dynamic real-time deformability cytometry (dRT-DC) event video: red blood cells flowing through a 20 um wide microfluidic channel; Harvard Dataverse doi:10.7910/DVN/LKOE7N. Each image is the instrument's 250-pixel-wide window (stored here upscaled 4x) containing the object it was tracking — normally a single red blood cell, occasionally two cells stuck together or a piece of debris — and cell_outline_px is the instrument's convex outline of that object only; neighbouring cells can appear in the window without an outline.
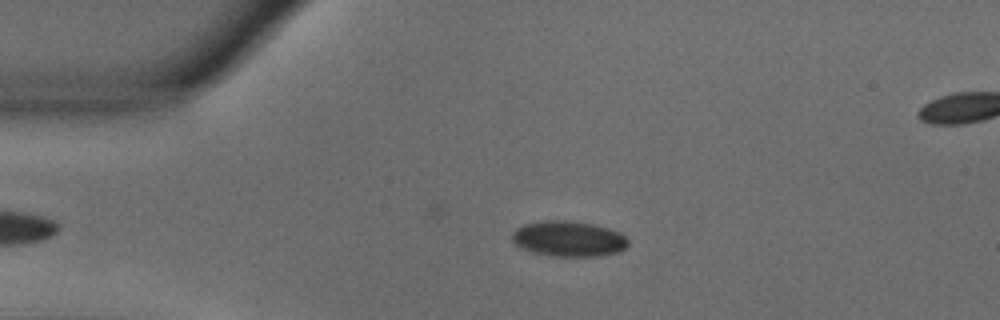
{"species": "common noctule bat (a hibernating species)", "species_latin": "Nyctalus noctula", "temperature_condition": "warm", "stored_images_in_passage": 31, "camera_frame_rate_fps": 3000, "um_per_image_px": 0.085, "animal": {"sex": "male", "body_mass_g": 18.8}, "frame": {"image": 1, "passage_image": 4, "time_ms": 1.0, "image_size_px": [1000, 320], "cell_outline_px": [[628, 244], [624, 248], [616, 252], [596, 256], [552, 256], [532, 252], [520, 248], [512, 240], [512, 232], [516, 228], [524, 224], [544, 220], [564, 220], [596, 224], [620, 232], [628, 240]], "centroid_in_image_um": [48.3, 20.28], "position_along_channel_um": 36.7, "area_um2": 24.04}}
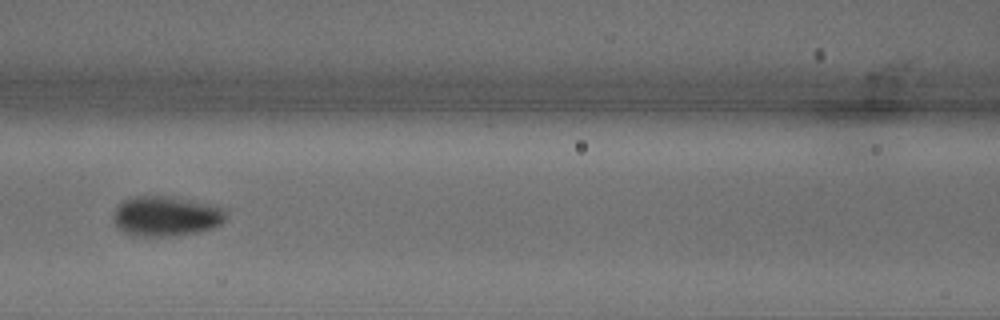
{"frame": {"image": 2, "passage_image": 16, "time_ms": 5.0, "image_size_px": [1000, 320], "cell_outline_px": [[224, 220], [220, 224], [212, 228], [196, 232], [168, 236], [132, 236], [124, 232], [116, 224], [112, 216], [116, 208], [124, 200], [132, 196], [168, 196], [212, 204], [224, 208]], "centroid_in_image_um": [14.09, 18.37], "position_along_channel_um": 152.5, "area_um2": 26.07}}
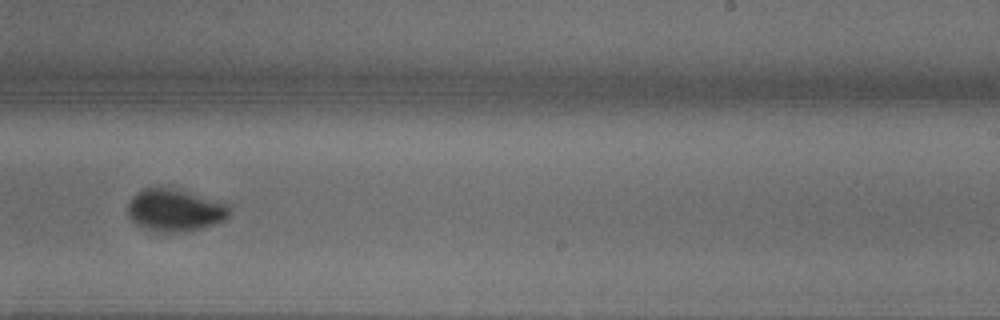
{"frame": {"image": 3, "passage_image": 26, "time_ms": 8.333, "image_size_px": [1000, 320], "cell_outline_px": [[232, 212], [224, 220], [204, 228], [184, 232], [152, 232], [136, 224], [128, 216], [128, 204], [132, 196], [136, 192], [144, 188], [156, 184], [228, 200], [232, 208]], "centroid_in_image_um": [14.94, 17.82], "position_along_channel_um": 274.1, "area_um2": 26.53}}